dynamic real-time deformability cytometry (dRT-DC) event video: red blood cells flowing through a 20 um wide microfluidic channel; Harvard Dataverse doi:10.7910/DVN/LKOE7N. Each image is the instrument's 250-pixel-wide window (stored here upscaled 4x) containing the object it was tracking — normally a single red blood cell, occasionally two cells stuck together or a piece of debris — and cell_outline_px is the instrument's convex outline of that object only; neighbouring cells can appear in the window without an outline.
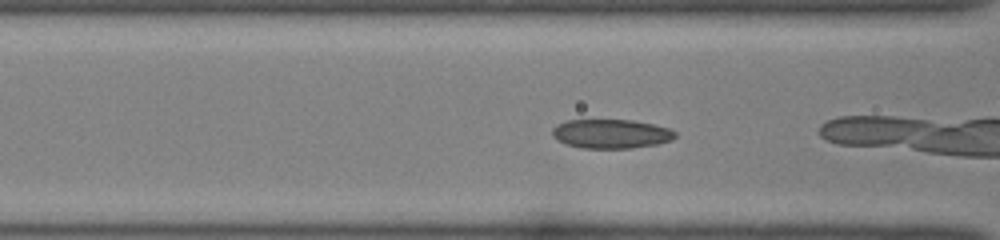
{"species": "common noctule bat (a hibernating species)", "species_latin": "Nyctalus noctula", "temperature_condition": "room temperature", "stored_images_in_passage": 16, "camera_frame_rate_fps": 3000, "um_per_image_px": 0.085, "animal": {"sex": "female", "body_mass_g": 22.0, "forearm_length_mm": 56.7}, "frame": {"image": 1, "passage_image": 14, "time_ms": 4.333, "image_size_px": [1000, 240], "cell_outline_px": [[676, 136], [672, 140], [656, 144], [632, 148], [580, 148], [564, 144], [556, 140], [552, 136], [552, 128], [568, 120], [632, 120], [652, 124], [668, 128], [676, 132]], "centroid_in_image_um": [51.92, 11.38], "position_along_channel_um": 114.7, "area_um2": 20.87}}